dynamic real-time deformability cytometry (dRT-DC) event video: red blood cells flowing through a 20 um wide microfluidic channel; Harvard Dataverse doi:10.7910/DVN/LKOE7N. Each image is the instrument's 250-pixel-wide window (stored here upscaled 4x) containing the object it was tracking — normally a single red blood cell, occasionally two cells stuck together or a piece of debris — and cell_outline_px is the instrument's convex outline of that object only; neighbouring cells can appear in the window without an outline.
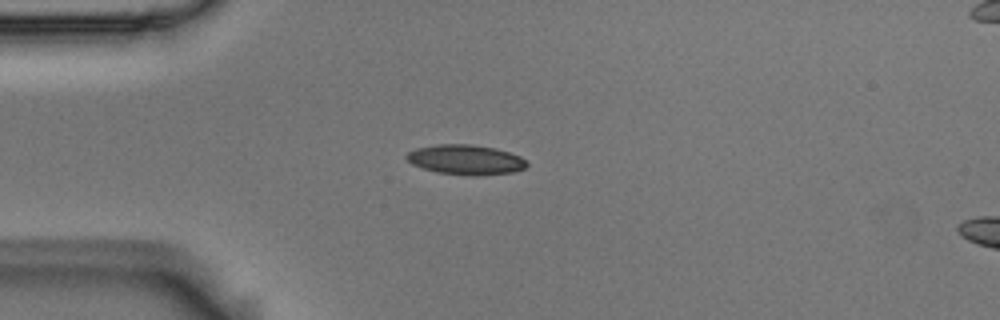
{"species": "Egyptian fruit bat (a non-hibernating species)", "species_latin": "Rousettus aegyptiacus", "temperature_condition": "room temperature", "stored_images_in_passage": 3, "camera_frame_rate_fps": 3000, "um_per_image_px": 0.085, "animal": {"sex": "male"}, "frame": {"image": 1, "passage_image": 1, "time_ms": 0.0, "image_size_px": [1000, 320], "cell_outline_px": [[528, 164], [524, 168], [512, 172], [480, 176], [468, 176], [436, 172], [412, 164], [404, 156], [408, 152], [416, 148], [436, 144], [472, 144], [496, 148], [520, 156]], "centroid_in_image_um": [39.57, 13.57], "position_along_channel_um": 45.4, "area_um2": 21.04}}
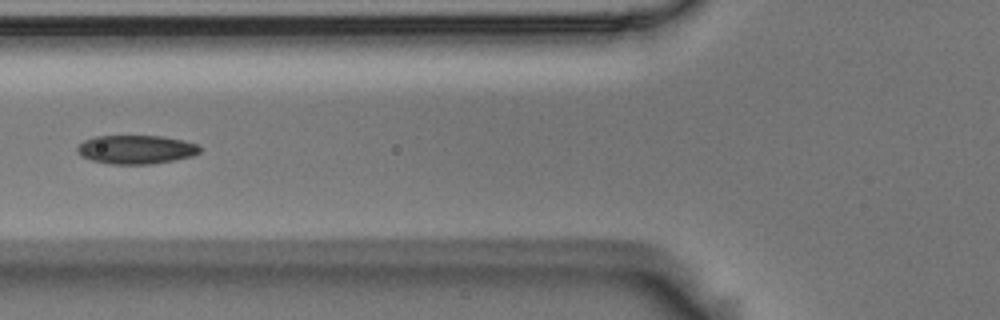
{"frame": {"image": 2, "passage_image": 3, "time_ms": 0.667, "image_size_px": [1000, 320], "cell_outline_px": [[200, 152], [192, 156], [172, 160], [148, 164], [112, 164], [92, 160], [80, 156], [76, 148], [84, 140], [96, 136], [164, 136], [184, 140], [200, 144]], "centroid_in_image_um": [11.58, 12.7], "position_along_channel_um": 114.2, "area_um2": 20.52}}